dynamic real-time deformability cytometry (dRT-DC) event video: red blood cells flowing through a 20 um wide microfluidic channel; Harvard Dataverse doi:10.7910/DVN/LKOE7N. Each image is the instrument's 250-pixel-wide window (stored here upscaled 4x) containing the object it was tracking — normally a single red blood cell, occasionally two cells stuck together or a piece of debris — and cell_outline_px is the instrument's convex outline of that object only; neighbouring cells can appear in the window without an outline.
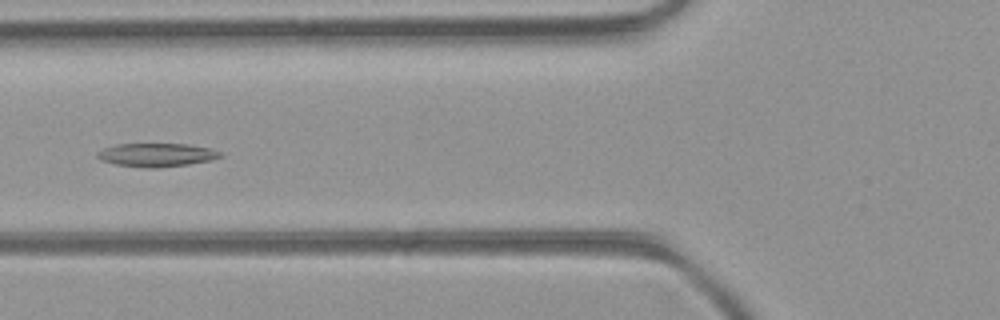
{"species": "common noctule bat (a hibernating species)", "species_latin": "Nyctalus noctula", "temperature_condition": "room temperature", "stored_images_in_passage": 10, "camera_frame_rate_fps": 3000, "um_per_image_px": 0.085, "animal": {"sex": "female", "body_mass_g": 21.9}, "frame": {"image": 1, "passage_image": 5, "time_ms": 1.333, "image_size_px": [1000, 320], "cell_outline_px": [[224, 156], [212, 160], [188, 164], [156, 168], [144, 168], [116, 164], [100, 160], [96, 156], [96, 152], [104, 148], [116, 144], [188, 144], [208, 148], [224, 152]], "centroid_in_image_um": [13.33, 13.17], "position_along_channel_um": 112.5, "area_um2": 16.94}}